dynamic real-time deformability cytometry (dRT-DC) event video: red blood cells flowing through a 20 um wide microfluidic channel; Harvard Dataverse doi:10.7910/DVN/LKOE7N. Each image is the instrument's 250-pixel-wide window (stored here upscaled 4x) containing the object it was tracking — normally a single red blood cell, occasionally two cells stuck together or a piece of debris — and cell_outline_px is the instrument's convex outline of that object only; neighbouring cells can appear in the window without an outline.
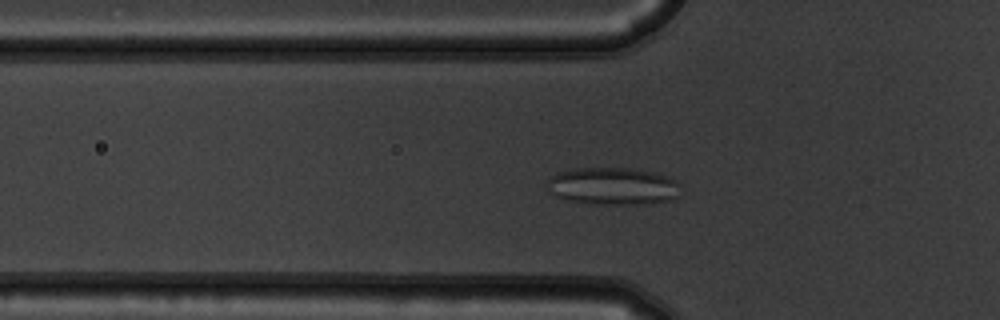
{"species": "common noctule bat (a hibernating species)", "species_latin": "Nyctalus noctula", "temperature_condition": "warm", "stored_images_in_passage": 53, "camera_frame_rate_fps": 3000, "um_per_image_px": 0.085, "animal": {"sex": "male", "body_mass_g": 19.5, "forearm_length_mm": 54.6}, "frame": {"image": 1, "passage_image": 17, "time_ms": 5.333, "image_size_px": [1000, 320], "cell_outline_px": [[676, 196], [672, 200], [632, 204], [592, 204], [568, 200], [556, 196], [548, 192], [548, 180], [552, 176], [560, 172], [580, 168], [632, 168], [652, 172], [668, 176], [676, 184]], "centroid_in_image_um": [52.02, 15.82], "position_along_channel_um": 73.8, "area_um2": 28.5}}
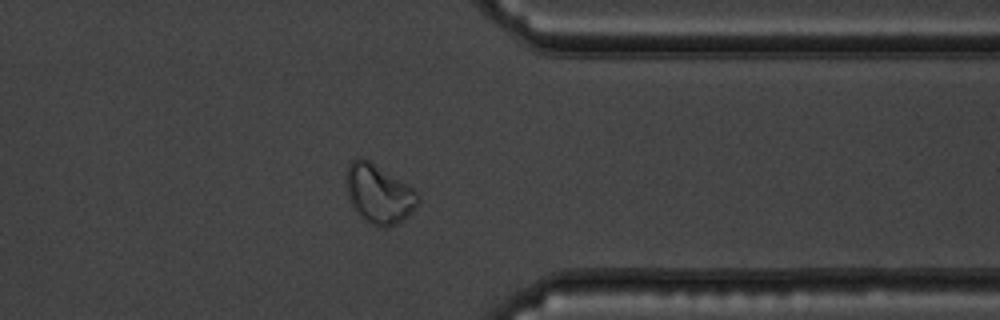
{"frame": {"image": 2, "passage_image": 42, "time_ms": 13.667, "image_size_px": [1000, 320], "cell_outline_px": [[420, 204], [400, 224], [384, 228], [376, 228], [368, 224], [360, 216], [352, 204], [348, 196], [348, 164], [356, 156], [368, 160], [408, 184], [420, 192]], "centroid_in_image_um": [32.28, 16.53], "position_along_channel_um": 379.1, "area_um2": 24.97}}
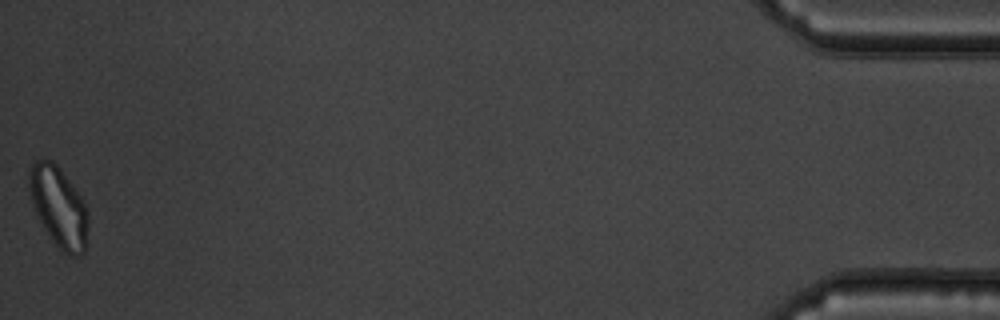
{"frame": {"image": 3, "passage_image": 53, "time_ms": 17.333, "image_size_px": [1000, 320], "cell_outline_px": [[88, 224], [84, 252], [80, 256], [72, 256], [60, 252], [56, 248], [40, 220], [32, 204], [28, 188], [28, 172], [32, 164], [36, 160], [52, 160], [60, 168], [72, 184], [80, 196], [88, 212]], "centroid_in_image_um": [4.98, 17.6], "position_along_channel_um": 430.2, "area_um2": 27.69}, "authors_computed_cell_mechanics": {"area_um2": 25.721, "velocity_mm_per_s": 3.7289, "shape_relaxation_time_tau1_ms": null, "shape_relaxation_time_tau2_ms": 1.5338, "deformation_change_tau1": null, "deformation_change_tau2": 0.0749}}